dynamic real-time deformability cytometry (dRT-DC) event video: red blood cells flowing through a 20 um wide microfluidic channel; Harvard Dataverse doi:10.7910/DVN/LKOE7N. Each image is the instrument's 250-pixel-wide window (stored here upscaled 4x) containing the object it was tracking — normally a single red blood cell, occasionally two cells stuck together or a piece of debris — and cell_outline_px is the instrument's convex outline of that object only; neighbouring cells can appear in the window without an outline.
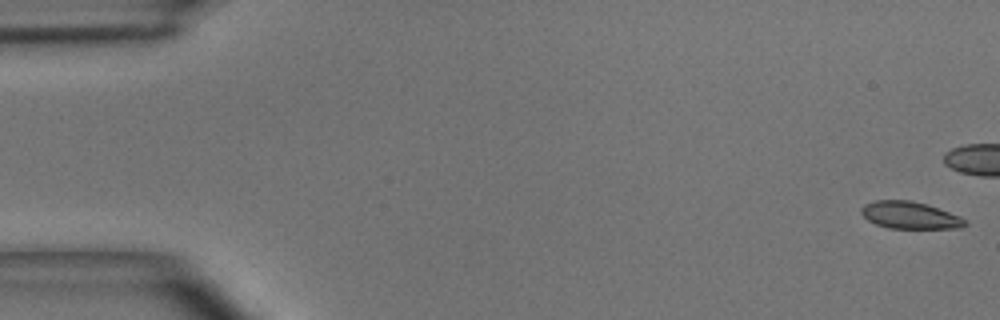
{"species": "common noctule bat (a hibernating species)", "species_latin": "Nyctalus noctula", "temperature_condition": "room temperature", "stored_images_in_passage": 8, "camera_frame_rate_fps": 3000, "um_per_image_px": 0.085, "animal": {"sex": "male", "body_mass_g": 15.6}, "frame": {"image": 1, "passage_image": 1, "time_ms": 0.0, "image_size_px": [1000, 320], "cell_outline_px": [[968, 224], [960, 228], [888, 228], [876, 224], [868, 220], [860, 212], [860, 208], [864, 204], [876, 200], [908, 200], [924, 204], [960, 216], [968, 220]], "centroid_in_image_um": [77.33, 18.3], "position_along_channel_um": 7.7, "area_um2": 16.3}}